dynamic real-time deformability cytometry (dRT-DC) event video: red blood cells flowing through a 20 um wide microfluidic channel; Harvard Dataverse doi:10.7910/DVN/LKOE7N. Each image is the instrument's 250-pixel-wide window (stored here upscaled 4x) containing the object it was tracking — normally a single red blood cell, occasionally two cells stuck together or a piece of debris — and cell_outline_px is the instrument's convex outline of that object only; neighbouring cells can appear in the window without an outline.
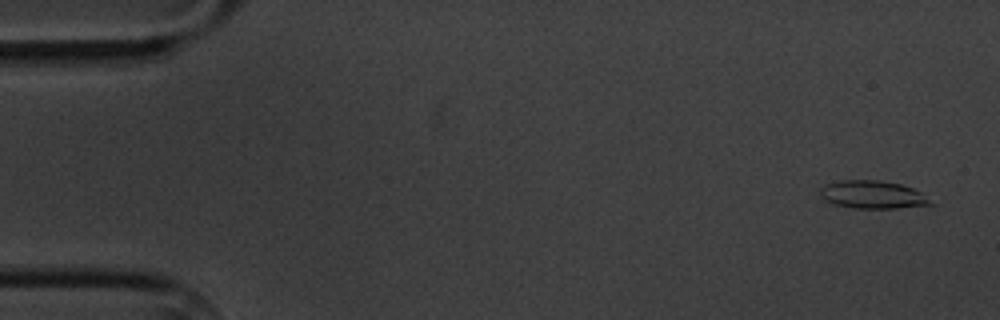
{"species": "common noctule bat (a hibernating species)", "species_latin": "Nyctalus noctula", "temperature_condition": "cold", "stored_images_in_passage": 3, "camera_frame_rate_fps": 3000, "um_per_image_px": 0.085, "animal": {"sex": "male", "body_mass_g": 20.1, "forearm_length_mm": 53.5}, "frame": {"image": 1, "passage_image": 1, "time_ms": 0.0, "image_size_px": [1000, 320], "cell_outline_px": [[936, 204], [896, 208], [856, 208], [832, 204], [824, 200], [820, 196], [820, 188], [824, 184], [840, 180], [880, 180], [900, 184], [912, 188], [920, 192]], "centroid_in_image_um": [74.13, 16.54], "position_along_channel_um": 10.9, "area_um2": 18.03}}